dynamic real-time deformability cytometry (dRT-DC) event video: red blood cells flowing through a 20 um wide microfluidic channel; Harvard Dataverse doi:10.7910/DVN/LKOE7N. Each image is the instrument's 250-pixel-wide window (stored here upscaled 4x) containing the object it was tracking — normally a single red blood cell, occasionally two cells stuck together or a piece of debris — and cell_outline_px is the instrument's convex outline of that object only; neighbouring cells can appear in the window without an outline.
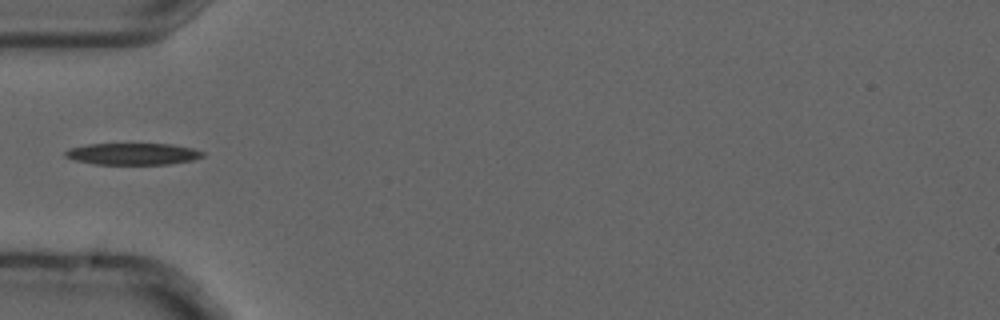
{"species": "common noctule bat (a hibernating species)", "species_latin": "Nyctalus noctula", "temperature_condition": "cold", "stored_images_in_passage": 5, "camera_frame_rate_fps": 3000, "um_per_image_px": 0.085, "animal": {"sex": "male", "forearm_length_mm": 52.5}, "frame": {"image": 1, "passage_image": 5, "time_ms": 1.333, "image_size_px": [1000, 320], "cell_outline_px": [[204, 156], [192, 160], [168, 164], [92, 164], [76, 160], [64, 156], [64, 152], [68, 148], [88, 144], [172, 144], [192, 148], [204, 152]], "centroid_in_image_um": [11.27, 13.08], "position_along_channel_um": 73.7, "area_um2": 17.34}}